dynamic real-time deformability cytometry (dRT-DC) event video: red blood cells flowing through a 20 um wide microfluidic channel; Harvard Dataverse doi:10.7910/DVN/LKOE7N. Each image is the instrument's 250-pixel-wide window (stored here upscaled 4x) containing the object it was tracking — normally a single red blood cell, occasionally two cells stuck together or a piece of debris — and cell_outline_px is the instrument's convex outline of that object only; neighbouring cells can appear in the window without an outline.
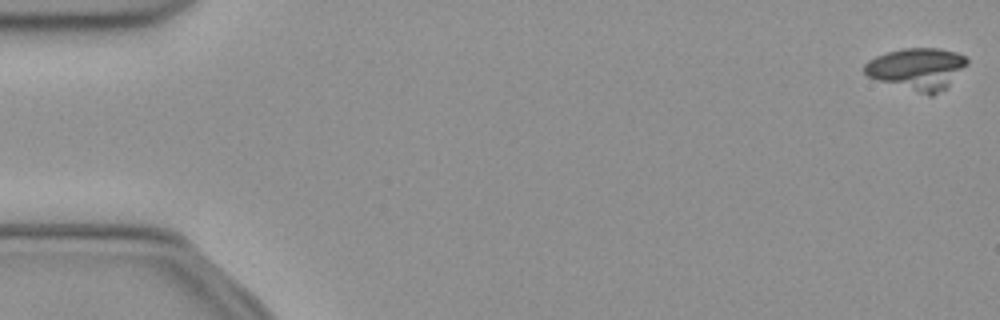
{"species": "common noctule bat (a hibernating species)", "species_latin": "Nyctalus noctula", "temperature_condition": "cold", "stored_images_in_passage": 52, "camera_frame_rate_fps": 3000, "um_per_image_px": 0.085, "animal": {"sex": "female", "body_mass_g": 21.9}, "frame": {"image": 1, "passage_image": 1, "time_ms": 0.0, "image_size_px": [1000, 320], "cell_outline_px": [[968, 64], [944, 88], [932, 96], [928, 96], [876, 80], [868, 76], [864, 72], [864, 64], [868, 60], [876, 56], [888, 52], [904, 48], [940, 48], [956, 52], [964, 56], [968, 60]], "centroid_in_image_um": [77.93, 5.85], "position_along_channel_um": 7.1, "area_um2": 24.97}}
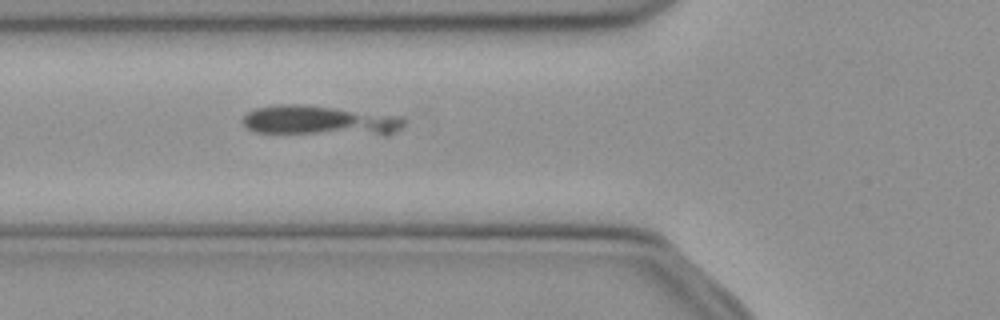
{"frame": {"image": 2, "passage_image": 19, "time_ms": 6.0, "image_size_px": [1000, 320], "cell_outline_px": [[404, 128], [388, 136], [384, 136], [256, 132], [248, 128], [240, 120], [248, 112], [256, 108], [276, 104], [300, 104], [404, 116]], "centroid_in_image_um": [27.28, 10.27], "position_along_channel_um": 98.5, "area_um2": 28.73}}
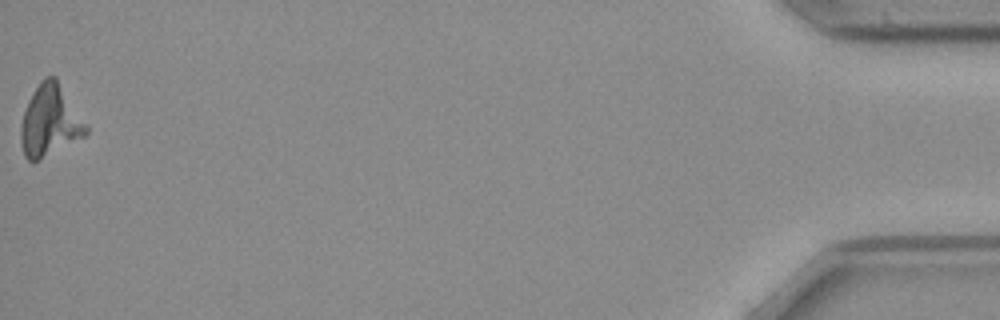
{"frame": {"image": 3, "passage_image": 52, "time_ms": 17.0, "image_size_px": [1000, 320], "cell_outline_px": [[88, 132], [84, 136], [40, 160], [28, 160], [24, 156], [20, 140], [20, 124], [28, 100], [32, 92], [40, 80], [44, 76], [56, 76], [88, 128]], "centroid_in_image_um": [4.21, 10.26], "position_along_channel_um": 431.0, "area_um2": 26.99}}